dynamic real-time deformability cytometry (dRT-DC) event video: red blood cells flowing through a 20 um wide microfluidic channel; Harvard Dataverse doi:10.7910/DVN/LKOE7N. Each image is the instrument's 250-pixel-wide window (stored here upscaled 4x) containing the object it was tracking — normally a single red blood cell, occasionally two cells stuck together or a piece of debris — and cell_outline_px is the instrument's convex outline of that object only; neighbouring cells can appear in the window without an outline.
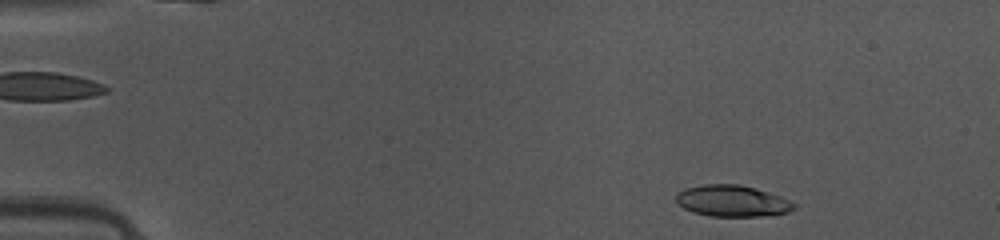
{"species": "common noctule bat (a hibernating species)", "species_latin": "Nyctalus noctula", "temperature_condition": "warm", "stored_images_in_passage": 47, "camera_frame_rate_fps": 3000, "um_per_image_px": 0.085, "animal": {"sex": "female", "body_mass_g": 10.0, "forearm_length_mm": 53.1}, "frame": {"image": 1, "passage_image": 6, "time_ms": 1.667, "image_size_px": [1000, 240], "cell_outline_px": [[796, 208], [788, 212], [760, 216], [708, 216], [692, 212], [684, 208], [676, 200], [676, 192], [684, 188], [704, 184], [740, 184], [756, 188], [780, 196], [796, 204]], "centroid_in_image_um": [62.22, 17.07], "position_along_channel_um": 22.8, "area_um2": 21.62}}
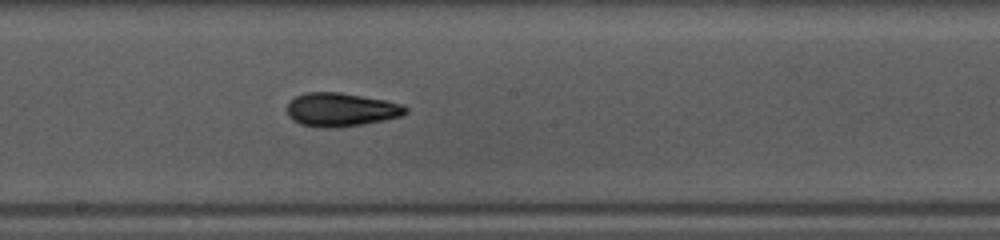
{"frame": {"image": 2, "passage_image": 26, "time_ms": 8.333, "image_size_px": [1000, 240], "cell_outline_px": [[408, 112], [400, 116], [384, 120], [364, 124], [328, 128], [320, 128], [300, 124], [292, 120], [288, 116], [288, 104], [296, 96], [304, 92], [340, 92], [388, 100], [404, 104], [408, 108]], "centroid_in_image_um": [29.01, 9.31], "position_along_channel_um": 219.2, "area_um2": 23.41}}
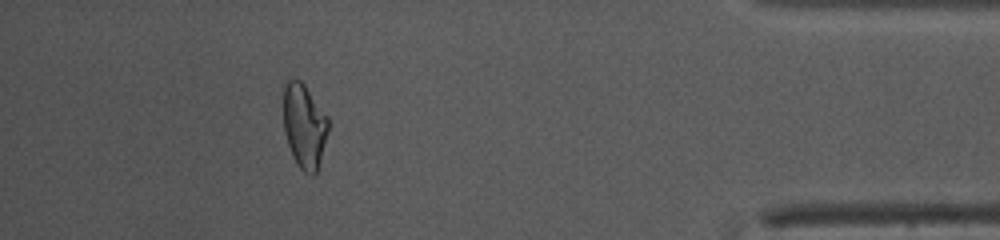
{"frame": {"image": 3, "passage_image": 43, "time_ms": 14.0, "image_size_px": [1000, 240], "cell_outline_px": [[328, 132], [320, 160], [316, 172], [312, 176], [304, 172], [296, 164], [292, 156], [284, 132], [284, 84], [288, 80], [300, 80], [304, 84], [328, 116]], "centroid_in_image_um": [25.86, 10.72], "position_along_channel_um": 409.3, "area_um2": 21.96}, "authors_computed_cell_mechanics": {"area_um2": 21.964, "velocity_mm_per_s": 4.139, "shape_relaxation_time_tau1_ms": 3.5999, "shape_relaxation_time_tau2_ms": 2.8166, "deformation_change_tau1": 0.1455, "deformation_change_tau2": 0.0927}}